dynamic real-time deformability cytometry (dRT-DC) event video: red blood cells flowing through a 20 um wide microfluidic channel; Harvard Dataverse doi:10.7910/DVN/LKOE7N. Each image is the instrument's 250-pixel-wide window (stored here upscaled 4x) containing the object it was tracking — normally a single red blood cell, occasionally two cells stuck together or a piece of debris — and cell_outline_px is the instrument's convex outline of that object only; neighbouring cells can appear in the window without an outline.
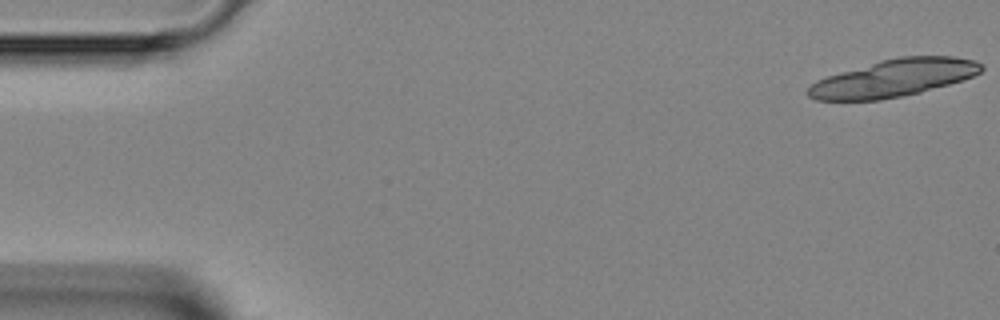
{"species": "Egyptian fruit bat (a non-hibernating species)", "species_latin": "Rousettus aegyptiacus", "temperature_condition": "room temperature", "stored_images_in_passage": 16, "camera_frame_rate_fps": 3000, "um_per_image_px": 0.085, "animal": {"sex": "female"}, "frame": {"image": 1, "passage_image": 1, "time_ms": 0.0, "image_size_px": [1000, 320], "cell_outline_px": [[984, 68], [980, 72], [972, 76], [948, 84], [920, 92], [880, 100], [816, 100], [808, 96], [804, 92], [816, 80], [840, 72], [880, 60], [900, 56], [952, 56], [976, 60], [984, 64]], "centroid_in_image_um": [75.96, 6.63], "position_along_channel_um": 9.0, "area_um2": 37.57}}